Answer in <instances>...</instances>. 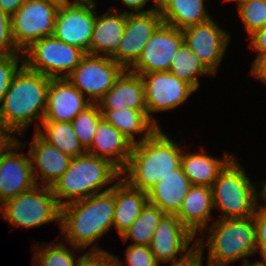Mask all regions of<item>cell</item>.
I'll list each match as a JSON object with an SVG mask.
<instances>
[{
	"instance_id": "cell-1",
	"label": "cell",
	"mask_w": 266,
	"mask_h": 266,
	"mask_svg": "<svg viewBox=\"0 0 266 266\" xmlns=\"http://www.w3.org/2000/svg\"><path fill=\"white\" fill-rule=\"evenodd\" d=\"M50 81V77L21 65L0 106V126L11 138H16L14 133H23L34 119L40 118L42 123Z\"/></svg>"
},
{
	"instance_id": "cell-2",
	"label": "cell",
	"mask_w": 266,
	"mask_h": 266,
	"mask_svg": "<svg viewBox=\"0 0 266 266\" xmlns=\"http://www.w3.org/2000/svg\"><path fill=\"white\" fill-rule=\"evenodd\" d=\"M182 154L178 144L163 134L159 127L149 138L133 144L121 177L131 187L147 193L158 181L181 166Z\"/></svg>"
},
{
	"instance_id": "cell-3",
	"label": "cell",
	"mask_w": 266,
	"mask_h": 266,
	"mask_svg": "<svg viewBox=\"0 0 266 266\" xmlns=\"http://www.w3.org/2000/svg\"><path fill=\"white\" fill-rule=\"evenodd\" d=\"M115 184L61 207L60 229L75 249H85L113 225Z\"/></svg>"
},
{
	"instance_id": "cell-4",
	"label": "cell",
	"mask_w": 266,
	"mask_h": 266,
	"mask_svg": "<svg viewBox=\"0 0 266 266\" xmlns=\"http://www.w3.org/2000/svg\"><path fill=\"white\" fill-rule=\"evenodd\" d=\"M121 178V171L109 160L88 153L71 159L68 169L51 187L58 204L83 200ZM70 199V200H63Z\"/></svg>"
},
{
	"instance_id": "cell-5",
	"label": "cell",
	"mask_w": 266,
	"mask_h": 266,
	"mask_svg": "<svg viewBox=\"0 0 266 266\" xmlns=\"http://www.w3.org/2000/svg\"><path fill=\"white\" fill-rule=\"evenodd\" d=\"M207 241L198 239L196 245H208V266H227L258 252L253 216L248 218L220 219L212 223Z\"/></svg>"
},
{
	"instance_id": "cell-6",
	"label": "cell",
	"mask_w": 266,
	"mask_h": 266,
	"mask_svg": "<svg viewBox=\"0 0 266 266\" xmlns=\"http://www.w3.org/2000/svg\"><path fill=\"white\" fill-rule=\"evenodd\" d=\"M211 189L214 207L223 212L220 219L248 218L259 206V194L235 157L218 174Z\"/></svg>"
},
{
	"instance_id": "cell-7",
	"label": "cell",
	"mask_w": 266,
	"mask_h": 266,
	"mask_svg": "<svg viewBox=\"0 0 266 266\" xmlns=\"http://www.w3.org/2000/svg\"><path fill=\"white\" fill-rule=\"evenodd\" d=\"M0 209L4 220L27 229L61 219V206L51 187L40 185L4 201Z\"/></svg>"
},
{
	"instance_id": "cell-8",
	"label": "cell",
	"mask_w": 266,
	"mask_h": 266,
	"mask_svg": "<svg viewBox=\"0 0 266 266\" xmlns=\"http://www.w3.org/2000/svg\"><path fill=\"white\" fill-rule=\"evenodd\" d=\"M22 54L28 69L59 79L67 78L86 53L51 35L33 42ZM61 72L65 73L64 76L59 75Z\"/></svg>"
},
{
	"instance_id": "cell-9",
	"label": "cell",
	"mask_w": 266,
	"mask_h": 266,
	"mask_svg": "<svg viewBox=\"0 0 266 266\" xmlns=\"http://www.w3.org/2000/svg\"><path fill=\"white\" fill-rule=\"evenodd\" d=\"M59 5L49 0H26L10 17L12 40L20 52L53 34Z\"/></svg>"
},
{
	"instance_id": "cell-10",
	"label": "cell",
	"mask_w": 266,
	"mask_h": 266,
	"mask_svg": "<svg viewBox=\"0 0 266 266\" xmlns=\"http://www.w3.org/2000/svg\"><path fill=\"white\" fill-rule=\"evenodd\" d=\"M124 70L111 57L86 53L67 79L83 95L88 94L92 104H97Z\"/></svg>"
},
{
	"instance_id": "cell-11",
	"label": "cell",
	"mask_w": 266,
	"mask_h": 266,
	"mask_svg": "<svg viewBox=\"0 0 266 266\" xmlns=\"http://www.w3.org/2000/svg\"><path fill=\"white\" fill-rule=\"evenodd\" d=\"M94 1L60 4L52 35L89 54L95 22Z\"/></svg>"
},
{
	"instance_id": "cell-12",
	"label": "cell",
	"mask_w": 266,
	"mask_h": 266,
	"mask_svg": "<svg viewBox=\"0 0 266 266\" xmlns=\"http://www.w3.org/2000/svg\"><path fill=\"white\" fill-rule=\"evenodd\" d=\"M183 42L182 30L162 23L146 43L140 57L129 71L138 75L169 71L172 58Z\"/></svg>"
},
{
	"instance_id": "cell-13",
	"label": "cell",
	"mask_w": 266,
	"mask_h": 266,
	"mask_svg": "<svg viewBox=\"0 0 266 266\" xmlns=\"http://www.w3.org/2000/svg\"><path fill=\"white\" fill-rule=\"evenodd\" d=\"M21 146L17 137L11 138L0 150V203L32 189L36 183L29 156L15 151ZM14 151H13V150Z\"/></svg>"
},
{
	"instance_id": "cell-14",
	"label": "cell",
	"mask_w": 266,
	"mask_h": 266,
	"mask_svg": "<svg viewBox=\"0 0 266 266\" xmlns=\"http://www.w3.org/2000/svg\"><path fill=\"white\" fill-rule=\"evenodd\" d=\"M163 23L159 9L127 13L126 27L118 51L111 57L124 69H129L140 57L146 43Z\"/></svg>"
},
{
	"instance_id": "cell-15",
	"label": "cell",
	"mask_w": 266,
	"mask_h": 266,
	"mask_svg": "<svg viewBox=\"0 0 266 266\" xmlns=\"http://www.w3.org/2000/svg\"><path fill=\"white\" fill-rule=\"evenodd\" d=\"M141 76L145 87L147 115L158 127L150 113L174 109L195 91L169 71L151 72Z\"/></svg>"
},
{
	"instance_id": "cell-16",
	"label": "cell",
	"mask_w": 266,
	"mask_h": 266,
	"mask_svg": "<svg viewBox=\"0 0 266 266\" xmlns=\"http://www.w3.org/2000/svg\"><path fill=\"white\" fill-rule=\"evenodd\" d=\"M214 22L211 18L182 30L184 42L212 74L216 73L230 40V35Z\"/></svg>"
},
{
	"instance_id": "cell-17",
	"label": "cell",
	"mask_w": 266,
	"mask_h": 266,
	"mask_svg": "<svg viewBox=\"0 0 266 266\" xmlns=\"http://www.w3.org/2000/svg\"><path fill=\"white\" fill-rule=\"evenodd\" d=\"M194 236L180 222L176 214L165 213L159 220L149 247L159 263L177 262L184 259L196 247L194 243L188 249ZM179 252L186 253L178 259Z\"/></svg>"
},
{
	"instance_id": "cell-18",
	"label": "cell",
	"mask_w": 266,
	"mask_h": 266,
	"mask_svg": "<svg viewBox=\"0 0 266 266\" xmlns=\"http://www.w3.org/2000/svg\"><path fill=\"white\" fill-rule=\"evenodd\" d=\"M67 78L51 79L43 121L71 122L92 103Z\"/></svg>"
},
{
	"instance_id": "cell-19",
	"label": "cell",
	"mask_w": 266,
	"mask_h": 266,
	"mask_svg": "<svg viewBox=\"0 0 266 266\" xmlns=\"http://www.w3.org/2000/svg\"><path fill=\"white\" fill-rule=\"evenodd\" d=\"M30 145L28 155L31 157L32 174L36 185H39L37 180L41 178V183L43 182L44 186L52 187L68 169L72 158L50 145L38 132H35ZM33 162L36 163L37 168L34 167ZM35 168L40 175L35 173Z\"/></svg>"
},
{
	"instance_id": "cell-20",
	"label": "cell",
	"mask_w": 266,
	"mask_h": 266,
	"mask_svg": "<svg viewBox=\"0 0 266 266\" xmlns=\"http://www.w3.org/2000/svg\"><path fill=\"white\" fill-rule=\"evenodd\" d=\"M99 110L135 109L147 114L145 87L141 75L125 69L113 87L98 101Z\"/></svg>"
},
{
	"instance_id": "cell-21",
	"label": "cell",
	"mask_w": 266,
	"mask_h": 266,
	"mask_svg": "<svg viewBox=\"0 0 266 266\" xmlns=\"http://www.w3.org/2000/svg\"><path fill=\"white\" fill-rule=\"evenodd\" d=\"M128 11L115 13L113 7L101 16L95 11V22L89 54L112 57L120 47L126 27Z\"/></svg>"
},
{
	"instance_id": "cell-22",
	"label": "cell",
	"mask_w": 266,
	"mask_h": 266,
	"mask_svg": "<svg viewBox=\"0 0 266 266\" xmlns=\"http://www.w3.org/2000/svg\"><path fill=\"white\" fill-rule=\"evenodd\" d=\"M132 146L120 131L102 118L87 153L109 160L122 171L128 163Z\"/></svg>"
},
{
	"instance_id": "cell-23",
	"label": "cell",
	"mask_w": 266,
	"mask_h": 266,
	"mask_svg": "<svg viewBox=\"0 0 266 266\" xmlns=\"http://www.w3.org/2000/svg\"><path fill=\"white\" fill-rule=\"evenodd\" d=\"M191 186L192 183L180 166L147 192L148 202L164 213L177 214Z\"/></svg>"
},
{
	"instance_id": "cell-24",
	"label": "cell",
	"mask_w": 266,
	"mask_h": 266,
	"mask_svg": "<svg viewBox=\"0 0 266 266\" xmlns=\"http://www.w3.org/2000/svg\"><path fill=\"white\" fill-rule=\"evenodd\" d=\"M213 196L211 187L192 185L176 214L180 222L193 234L203 233L211 218Z\"/></svg>"
},
{
	"instance_id": "cell-25",
	"label": "cell",
	"mask_w": 266,
	"mask_h": 266,
	"mask_svg": "<svg viewBox=\"0 0 266 266\" xmlns=\"http://www.w3.org/2000/svg\"><path fill=\"white\" fill-rule=\"evenodd\" d=\"M148 203L147 193L131 187L124 179L115 183V209L113 226L120 236L140 216Z\"/></svg>"
},
{
	"instance_id": "cell-26",
	"label": "cell",
	"mask_w": 266,
	"mask_h": 266,
	"mask_svg": "<svg viewBox=\"0 0 266 266\" xmlns=\"http://www.w3.org/2000/svg\"><path fill=\"white\" fill-rule=\"evenodd\" d=\"M103 118L120 131L132 144H136L135 134L139 135V140L149 138L159 127L142 110L129 108L116 110H100ZM143 136V137H142Z\"/></svg>"
},
{
	"instance_id": "cell-27",
	"label": "cell",
	"mask_w": 266,
	"mask_h": 266,
	"mask_svg": "<svg viewBox=\"0 0 266 266\" xmlns=\"http://www.w3.org/2000/svg\"><path fill=\"white\" fill-rule=\"evenodd\" d=\"M233 158L224 154V159L213 158L207 154H182L181 168L192 185L211 187L218 174Z\"/></svg>"
},
{
	"instance_id": "cell-28",
	"label": "cell",
	"mask_w": 266,
	"mask_h": 266,
	"mask_svg": "<svg viewBox=\"0 0 266 266\" xmlns=\"http://www.w3.org/2000/svg\"><path fill=\"white\" fill-rule=\"evenodd\" d=\"M204 0H165L159 8L163 23L183 30L211 19Z\"/></svg>"
},
{
	"instance_id": "cell-29",
	"label": "cell",
	"mask_w": 266,
	"mask_h": 266,
	"mask_svg": "<svg viewBox=\"0 0 266 266\" xmlns=\"http://www.w3.org/2000/svg\"><path fill=\"white\" fill-rule=\"evenodd\" d=\"M45 132L38 123L35 131L50 145L71 158L87 153L73 131L71 122L42 121Z\"/></svg>"
},
{
	"instance_id": "cell-30",
	"label": "cell",
	"mask_w": 266,
	"mask_h": 266,
	"mask_svg": "<svg viewBox=\"0 0 266 266\" xmlns=\"http://www.w3.org/2000/svg\"><path fill=\"white\" fill-rule=\"evenodd\" d=\"M169 72L189 84L195 91L200 85L198 75H213L185 42L175 52Z\"/></svg>"
},
{
	"instance_id": "cell-31",
	"label": "cell",
	"mask_w": 266,
	"mask_h": 266,
	"mask_svg": "<svg viewBox=\"0 0 266 266\" xmlns=\"http://www.w3.org/2000/svg\"><path fill=\"white\" fill-rule=\"evenodd\" d=\"M165 213L149 202L143 208L140 216L121 235L124 241L131 238L133 244L149 246L158 226L159 220Z\"/></svg>"
},
{
	"instance_id": "cell-32",
	"label": "cell",
	"mask_w": 266,
	"mask_h": 266,
	"mask_svg": "<svg viewBox=\"0 0 266 266\" xmlns=\"http://www.w3.org/2000/svg\"><path fill=\"white\" fill-rule=\"evenodd\" d=\"M103 118L97 104H91L71 121L78 140L87 150L92 144L99 121Z\"/></svg>"
},
{
	"instance_id": "cell-33",
	"label": "cell",
	"mask_w": 266,
	"mask_h": 266,
	"mask_svg": "<svg viewBox=\"0 0 266 266\" xmlns=\"http://www.w3.org/2000/svg\"><path fill=\"white\" fill-rule=\"evenodd\" d=\"M52 245L43 246L42 250L35 251L36 256L33 260L34 263H38L39 266H78L81 258L75 260V255L71 252L70 248H67L65 244L51 243ZM46 247V248H45Z\"/></svg>"
},
{
	"instance_id": "cell-34",
	"label": "cell",
	"mask_w": 266,
	"mask_h": 266,
	"mask_svg": "<svg viewBox=\"0 0 266 266\" xmlns=\"http://www.w3.org/2000/svg\"><path fill=\"white\" fill-rule=\"evenodd\" d=\"M238 14L248 35L266 26V0H251L238 4Z\"/></svg>"
},
{
	"instance_id": "cell-35",
	"label": "cell",
	"mask_w": 266,
	"mask_h": 266,
	"mask_svg": "<svg viewBox=\"0 0 266 266\" xmlns=\"http://www.w3.org/2000/svg\"><path fill=\"white\" fill-rule=\"evenodd\" d=\"M18 54L0 55V106L5 93L9 89L13 77L21 67L19 62L24 64V59L17 56ZM20 59H22L20 61Z\"/></svg>"
},
{
	"instance_id": "cell-36",
	"label": "cell",
	"mask_w": 266,
	"mask_h": 266,
	"mask_svg": "<svg viewBox=\"0 0 266 266\" xmlns=\"http://www.w3.org/2000/svg\"><path fill=\"white\" fill-rule=\"evenodd\" d=\"M129 266H160L149 246L130 244L126 250Z\"/></svg>"
},
{
	"instance_id": "cell-37",
	"label": "cell",
	"mask_w": 266,
	"mask_h": 266,
	"mask_svg": "<svg viewBox=\"0 0 266 266\" xmlns=\"http://www.w3.org/2000/svg\"><path fill=\"white\" fill-rule=\"evenodd\" d=\"M91 251L83 253V257L78 266H121L123 263L119 258L103 249L93 247Z\"/></svg>"
},
{
	"instance_id": "cell-38",
	"label": "cell",
	"mask_w": 266,
	"mask_h": 266,
	"mask_svg": "<svg viewBox=\"0 0 266 266\" xmlns=\"http://www.w3.org/2000/svg\"><path fill=\"white\" fill-rule=\"evenodd\" d=\"M20 52L11 36L10 16L0 9V55H11Z\"/></svg>"
},
{
	"instance_id": "cell-39",
	"label": "cell",
	"mask_w": 266,
	"mask_h": 266,
	"mask_svg": "<svg viewBox=\"0 0 266 266\" xmlns=\"http://www.w3.org/2000/svg\"><path fill=\"white\" fill-rule=\"evenodd\" d=\"M258 253L266 248V205L257 207L253 215Z\"/></svg>"
},
{
	"instance_id": "cell-40",
	"label": "cell",
	"mask_w": 266,
	"mask_h": 266,
	"mask_svg": "<svg viewBox=\"0 0 266 266\" xmlns=\"http://www.w3.org/2000/svg\"><path fill=\"white\" fill-rule=\"evenodd\" d=\"M252 40L250 42L252 48L258 52L253 64L263 55L266 54V26L255 31L249 36Z\"/></svg>"
},
{
	"instance_id": "cell-41",
	"label": "cell",
	"mask_w": 266,
	"mask_h": 266,
	"mask_svg": "<svg viewBox=\"0 0 266 266\" xmlns=\"http://www.w3.org/2000/svg\"><path fill=\"white\" fill-rule=\"evenodd\" d=\"M202 249V245H196L194 250H192V252H190L184 259L177 262H173V264L170 266H203Z\"/></svg>"
},
{
	"instance_id": "cell-42",
	"label": "cell",
	"mask_w": 266,
	"mask_h": 266,
	"mask_svg": "<svg viewBox=\"0 0 266 266\" xmlns=\"http://www.w3.org/2000/svg\"><path fill=\"white\" fill-rule=\"evenodd\" d=\"M25 1L26 0H0V9L11 17Z\"/></svg>"
},
{
	"instance_id": "cell-43",
	"label": "cell",
	"mask_w": 266,
	"mask_h": 266,
	"mask_svg": "<svg viewBox=\"0 0 266 266\" xmlns=\"http://www.w3.org/2000/svg\"><path fill=\"white\" fill-rule=\"evenodd\" d=\"M252 75L266 82V54L261 56L252 67ZM266 84V83H265Z\"/></svg>"
},
{
	"instance_id": "cell-44",
	"label": "cell",
	"mask_w": 266,
	"mask_h": 266,
	"mask_svg": "<svg viewBox=\"0 0 266 266\" xmlns=\"http://www.w3.org/2000/svg\"><path fill=\"white\" fill-rule=\"evenodd\" d=\"M126 6L131 8L133 13H142V12H149L151 10L156 9V6L154 8L151 7V9L145 10V11H139L141 8L145 6V4L148 2V0H121Z\"/></svg>"
},
{
	"instance_id": "cell-45",
	"label": "cell",
	"mask_w": 266,
	"mask_h": 266,
	"mask_svg": "<svg viewBox=\"0 0 266 266\" xmlns=\"http://www.w3.org/2000/svg\"><path fill=\"white\" fill-rule=\"evenodd\" d=\"M11 137L0 126V150L9 142Z\"/></svg>"
},
{
	"instance_id": "cell-46",
	"label": "cell",
	"mask_w": 266,
	"mask_h": 266,
	"mask_svg": "<svg viewBox=\"0 0 266 266\" xmlns=\"http://www.w3.org/2000/svg\"><path fill=\"white\" fill-rule=\"evenodd\" d=\"M263 190H262V192H261V194H260V197H261V199H263V201L265 202L264 204L266 205V181L265 182H263Z\"/></svg>"
},
{
	"instance_id": "cell-47",
	"label": "cell",
	"mask_w": 266,
	"mask_h": 266,
	"mask_svg": "<svg viewBox=\"0 0 266 266\" xmlns=\"http://www.w3.org/2000/svg\"><path fill=\"white\" fill-rule=\"evenodd\" d=\"M149 1V0H148ZM157 5V9H159L165 2V0H151Z\"/></svg>"
},
{
	"instance_id": "cell-48",
	"label": "cell",
	"mask_w": 266,
	"mask_h": 266,
	"mask_svg": "<svg viewBox=\"0 0 266 266\" xmlns=\"http://www.w3.org/2000/svg\"><path fill=\"white\" fill-rule=\"evenodd\" d=\"M250 266H266V263H264L263 261H259V262L251 263Z\"/></svg>"
},
{
	"instance_id": "cell-49",
	"label": "cell",
	"mask_w": 266,
	"mask_h": 266,
	"mask_svg": "<svg viewBox=\"0 0 266 266\" xmlns=\"http://www.w3.org/2000/svg\"><path fill=\"white\" fill-rule=\"evenodd\" d=\"M63 3H69L71 1L69 0H61ZM87 1H90V0H74L73 2H87Z\"/></svg>"
},
{
	"instance_id": "cell-50",
	"label": "cell",
	"mask_w": 266,
	"mask_h": 266,
	"mask_svg": "<svg viewBox=\"0 0 266 266\" xmlns=\"http://www.w3.org/2000/svg\"><path fill=\"white\" fill-rule=\"evenodd\" d=\"M260 254L263 257V262L266 263V248Z\"/></svg>"
},
{
	"instance_id": "cell-51",
	"label": "cell",
	"mask_w": 266,
	"mask_h": 266,
	"mask_svg": "<svg viewBox=\"0 0 266 266\" xmlns=\"http://www.w3.org/2000/svg\"><path fill=\"white\" fill-rule=\"evenodd\" d=\"M225 1H230V0H225ZM232 1H237V4H240V3H245V2L251 1V0H232Z\"/></svg>"
},
{
	"instance_id": "cell-52",
	"label": "cell",
	"mask_w": 266,
	"mask_h": 266,
	"mask_svg": "<svg viewBox=\"0 0 266 266\" xmlns=\"http://www.w3.org/2000/svg\"><path fill=\"white\" fill-rule=\"evenodd\" d=\"M49 1H52V2H55V3H59V4L63 3L61 0H49Z\"/></svg>"
},
{
	"instance_id": "cell-53",
	"label": "cell",
	"mask_w": 266,
	"mask_h": 266,
	"mask_svg": "<svg viewBox=\"0 0 266 266\" xmlns=\"http://www.w3.org/2000/svg\"><path fill=\"white\" fill-rule=\"evenodd\" d=\"M244 266H250V262L248 261L246 264H243Z\"/></svg>"
}]
</instances>
